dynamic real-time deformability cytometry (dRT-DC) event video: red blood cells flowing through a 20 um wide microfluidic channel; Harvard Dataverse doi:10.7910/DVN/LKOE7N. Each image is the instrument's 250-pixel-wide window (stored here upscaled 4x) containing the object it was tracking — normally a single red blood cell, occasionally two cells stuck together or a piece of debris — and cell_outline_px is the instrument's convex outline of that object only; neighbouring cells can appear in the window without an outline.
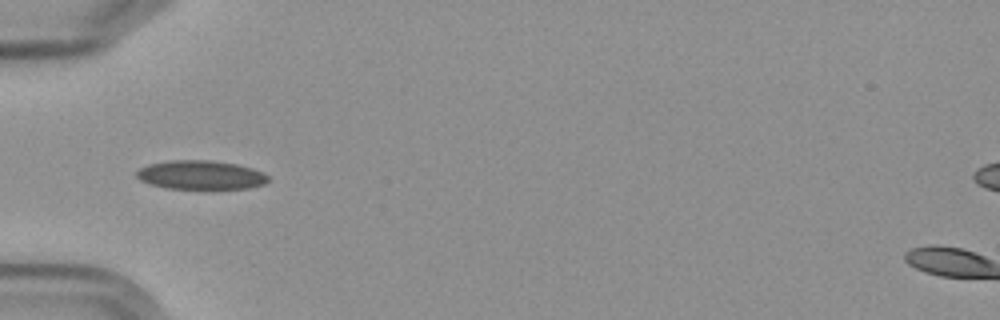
{"species": "Egyptian fruit bat (a non-hibernating species)", "species_latin": "Rousettus aegyptiacus", "temperature_condition": "cold", "stored_images_in_passage": 2, "camera_frame_rate_fps": 3000, "um_per_image_px": 0.085, "frame": {"image": 1, "passage_image": 1, "time_ms": 0.0, "image_size_px": [1000, 320], "cell_outline_px": [[268, 180], [264, 184], [248, 188], [168, 188], [148, 184], [140, 180], [136, 176], [136, 172], [140, 168], [148, 164], [172, 160], [212, 160], [236, 164], [252, 168], [264, 172], [268, 176]], "centroid_in_image_um": [17.05, 14.86], "position_along_channel_um": 67.9, "area_um2": 22.08}}
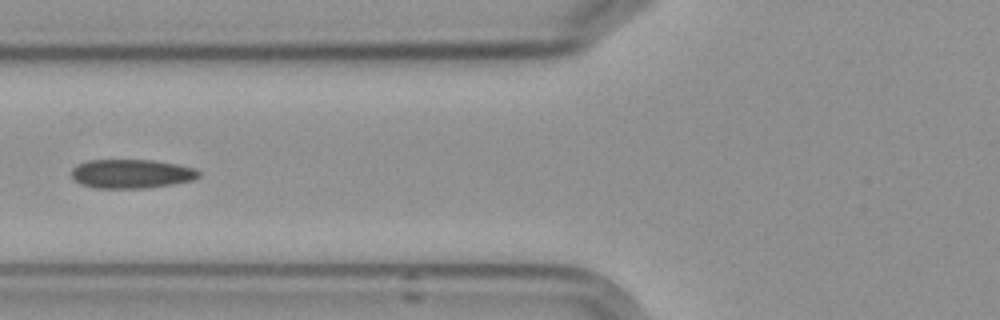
{"frame": {"image": 2, "passage_image": 2, "time_ms": 1.333, "image_size_px": [1000, 320], "cell_outline_px": [[200, 176], [192, 180], [172, 184], [144, 188], [96, 188], [80, 184], [72, 176], [72, 168], [76, 164], [88, 160], [152, 160], [176, 164], [196, 168], [200, 172]], "centroid_in_image_um": [11.17, 14.76], "position_along_channel_um": 114.6, "area_um2": 21.5}}